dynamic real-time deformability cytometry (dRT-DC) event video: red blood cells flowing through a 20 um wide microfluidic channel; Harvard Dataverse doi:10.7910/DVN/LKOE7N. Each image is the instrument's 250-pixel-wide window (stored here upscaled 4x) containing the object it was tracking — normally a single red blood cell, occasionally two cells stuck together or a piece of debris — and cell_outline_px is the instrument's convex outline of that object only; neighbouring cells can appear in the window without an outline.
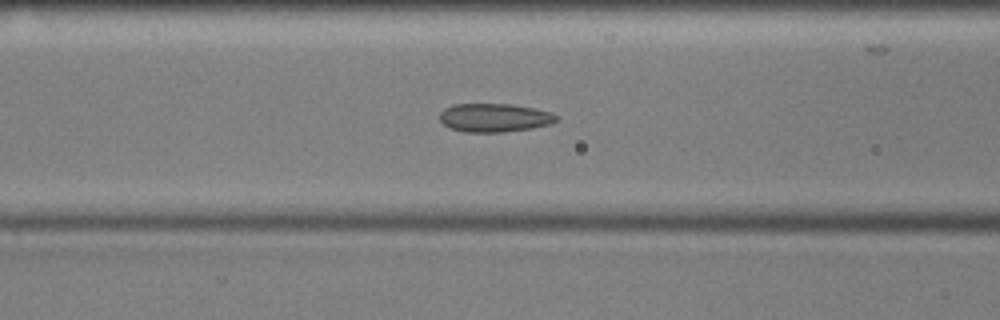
{"species": "common noctule bat (a hibernating species)", "species_latin": "Nyctalus noctula", "temperature_condition": "cold", "stored_images_in_passage": 55, "camera_frame_rate_fps": 3000, "um_per_image_px": 0.085, "animal": {"sex": "male", "body_mass_g": 17.9, "forearm_length_mm": 54.2}, "frame": {"image": 1, "passage_image": 21, "time_ms": 6.667, "image_size_px": [1000, 320], "cell_outline_px": [[560, 120], [552, 124], [532, 128], [504, 132], [464, 132], [448, 128], [440, 120], [440, 112], [444, 108], [452, 104], [512, 104], [536, 108], [552, 112], [560, 116]], "centroid_in_image_um": [42.07, 10.0], "position_along_channel_um": 124.5, "area_um2": 19.83}}
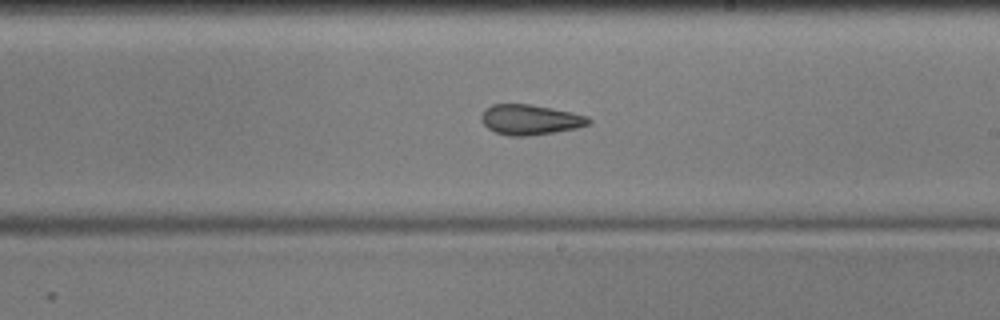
{"frame": {"image": 2, "passage_image": 31, "time_ms": 10.0, "image_size_px": [1000, 320], "cell_outline_px": [[592, 124], [576, 128], [556, 132], [528, 136], [508, 136], [496, 132], [488, 128], [480, 120], [480, 116], [484, 108], [492, 104], [528, 104], [552, 108], [572, 112], [588, 116], [592, 120]], "centroid_in_image_um": [45.07, 10.17], "position_along_channel_um": 243.9, "area_um2": 19.13}}
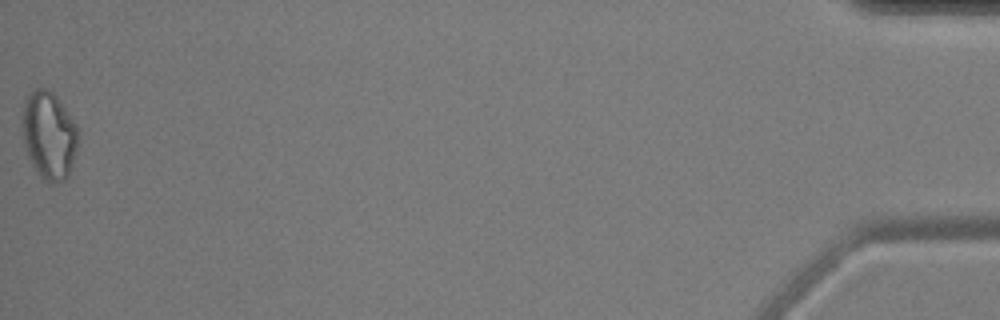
{"frame": {"image": 3, "passage_image": 55, "time_ms": 18.0, "image_size_px": [1000, 320], "cell_outline_px": [[80, 132], [76, 152], [72, 168], [68, 176], [64, 180], [52, 184], [40, 176], [32, 164], [28, 156], [24, 144], [20, 128], [20, 120], [24, 100], [28, 92], [36, 88], [48, 88], [56, 96], [76, 124]], "centroid_in_image_um": [4.14, 11.47], "position_along_channel_um": 431.1, "area_um2": 29.25}, "authors_computed_cell_mechanics": {"area_um2": 20.5768, "velocity_mm_per_s": 3.5763, "shape_relaxation_time_tau1_ms": null, "shape_relaxation_time_tau2_ms": 2.9406, "deformation_change_tau1": null, "deformation_change_tau2": 0.0933}}